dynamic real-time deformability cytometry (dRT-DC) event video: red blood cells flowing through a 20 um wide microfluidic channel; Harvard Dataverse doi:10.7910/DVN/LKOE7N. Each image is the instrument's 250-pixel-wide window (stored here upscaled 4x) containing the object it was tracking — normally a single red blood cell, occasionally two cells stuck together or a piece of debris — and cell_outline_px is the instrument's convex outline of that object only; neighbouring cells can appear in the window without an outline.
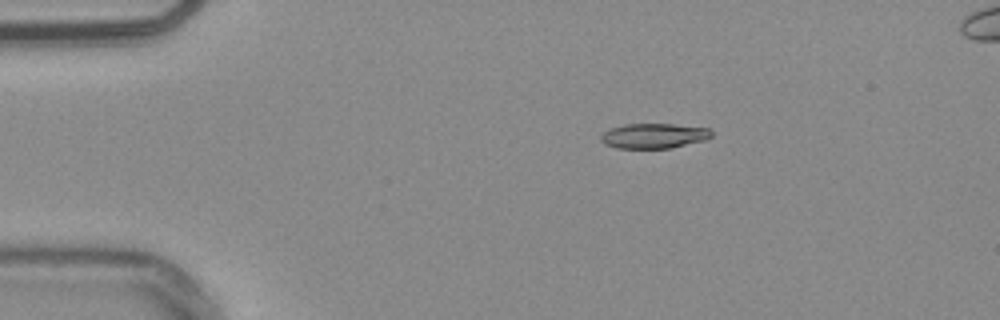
{"species": "common noctule bat (a hibernating species)", "species_latin": "Nyctalus noctula", "temperature_condition": "warm", "stored_images_in_passage": 46, "segment_of_instrument_passage": [1, 2], "camera_frame_rate_fps": 3000, "um_per_image_px": 0.085, "animal": {"sex": "male", "body_mass_g": 20.4}, "frame": {"image": 1, "passage_image": 1, "time_ms": 0.0, "image_size_px": [1000, 320], "cell_outline_px": [[712, 136], [704, 140], [668, 148], [616, 148], [604, 144], [600, 140], [600, 136], [604, 132], [612, 128], [624, 124], [672, 124], [708, 128], [712, 132]], "centroid_in_image_um": [55.54, 11.54], "position_along_channel_um": 29.5, "area_um2": 15.95}}
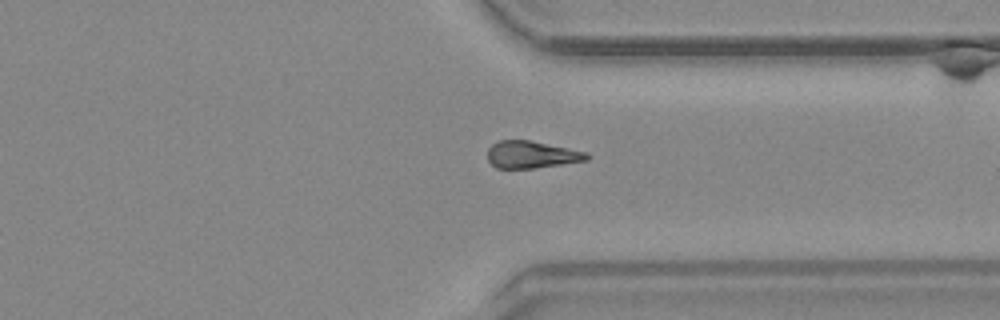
{"frame": {"image": 2, "passage_image": 32, "time_ms": 10.333, "image_size_px": [1000, 320], "cell_outline_px": [[588, 160], [536, 168], [496, 168], [488, 160], [488, 148], [496, 140], [528, 140], [588, 152]], "centroid_in_image_um": [45.16, 13.14], "position_along_channel_um": 366.2, "area_um2": 15.66}}
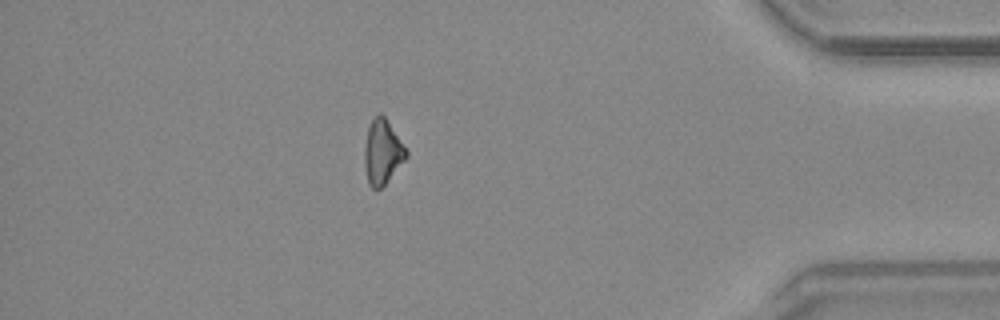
{"frame": {"image": 3, "passage_image": 38, "time_ms": 12.333, "image_size_px": [1000, 320], "cell_outline_px": [[408, 156], [384, 184], [380, 188], [372, 188], [368, 184], [364, 164], [364, 148], [368, 128], [372, 120], [380, 112], [384, 116], [408, 152]], "centroid_in_image_um": [32.49, 12.93], "position_along_channel_um": 402.7, "area_um2": 15.32}}